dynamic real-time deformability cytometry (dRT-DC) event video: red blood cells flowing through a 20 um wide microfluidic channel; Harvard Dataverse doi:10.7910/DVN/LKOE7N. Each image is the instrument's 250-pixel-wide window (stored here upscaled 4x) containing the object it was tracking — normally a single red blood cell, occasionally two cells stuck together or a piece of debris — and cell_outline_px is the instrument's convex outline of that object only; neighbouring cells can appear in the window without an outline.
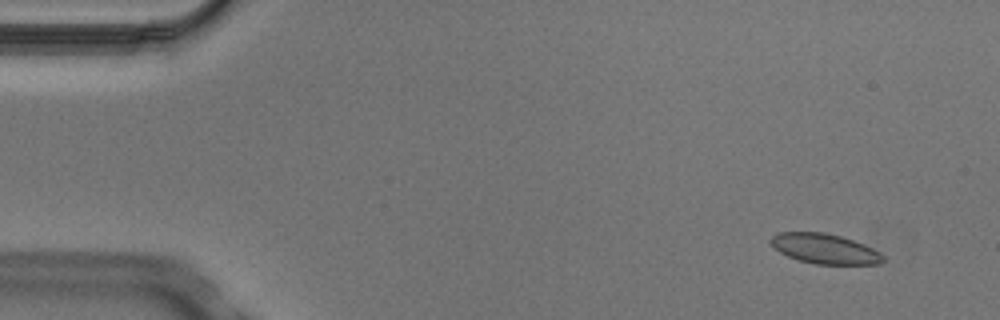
{"species": "Egyptian fruit bat (a non-hibernating species)", "species_latin": "Rousettus aegyptiacus", "temperature_condition": "cold", "stored_images_in_passage": 5, "segment_of_instrument_passage": [1, 2], "camera_frame_rate_fps": 3000, "um_per_image_px": 0.085, "animal": {"sex": "male"}, "frame": {"image": 1, "passage_image": 2, "time_ms": 0.333, "image_size_px": [1000, 320], "cell_outline_px": [[884, 260], [880, 264], [816, 264], [800, 260], [788, 256], [780, 252], [768, 240], [772, 236], [780, 232], [824, 232], [840, 236], [864, 244], [880, 252], [884, 256]], "centroid_in_image_um": [70.11, 21.14], "position_along_channel_um": 14.9, "area_um2": 19.48}}